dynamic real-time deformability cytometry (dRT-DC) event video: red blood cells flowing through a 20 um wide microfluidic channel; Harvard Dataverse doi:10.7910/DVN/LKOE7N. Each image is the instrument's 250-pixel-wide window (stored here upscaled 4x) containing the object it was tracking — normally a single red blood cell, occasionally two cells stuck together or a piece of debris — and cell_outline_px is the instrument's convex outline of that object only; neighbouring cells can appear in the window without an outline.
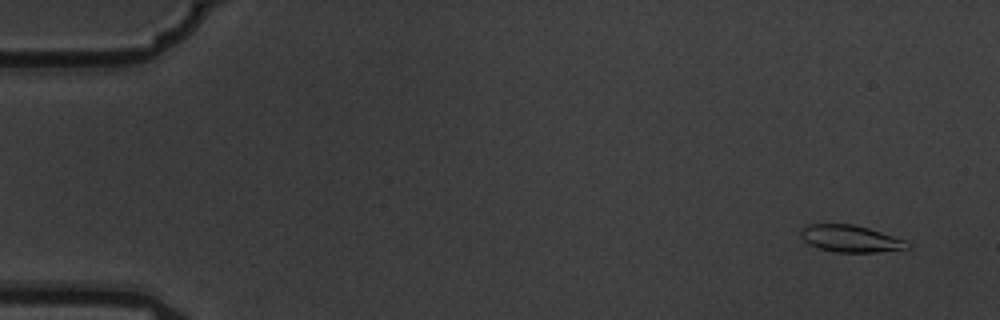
{"species": "common noctule bat (a hibernating species)", "species_latin": "Nyctalus noctula", "temperature_condition": "warm", "stored_images_in_passage": 10, "camera_frame_rate_fps": 3000, "um_per_image_px": 0.085, "animal": {"sex": "male", "body_mass_g": 19.5, "forearm_length_mm": 54.6}, "frame": {"image": 1, "passage_image": 1, "time_ms": 0.0, "image_size_px": [1000, 320], "cell_outline_px": [[912, 248], [876, 252], [836, 252], [820, 248], [804, 240], [800, 236], [800, 232], [808, 224], [852, 224], [868, 228], [908, 240], [912, 244]], "centroid_in_image_um": [72.39, 20.29], "position_along_channel_um": 12.6, "area_um2": 16.7}}
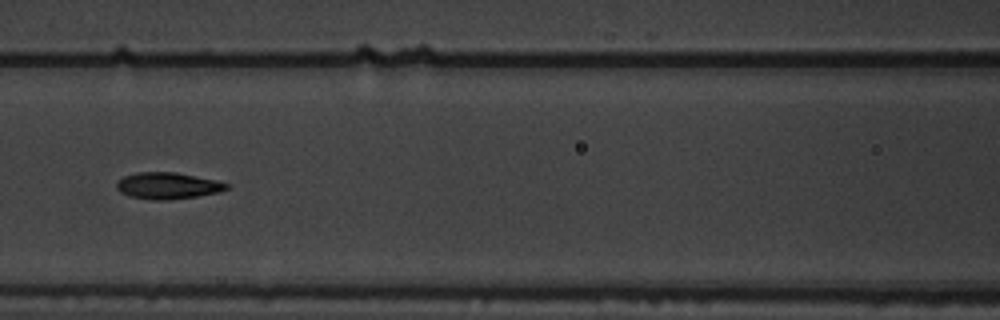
{"frame": {"image": 2, "passage_image": 7, "time_ms": 2.0, "image_size_px": [1000, 320], "cell_outline_px": [[232, 184], [228, 188], [220, 192], [196, 196], [168, 200], [152, 200], [128, 196], [120, 192], [116, 188], [116, 180], [124, 176], [136, 172], [176, 172], [216, 180]], "centroid_in_image_um": [14.24, 15.78], "position_along_channel_um": 152.4, "area_um2": 17.22}}
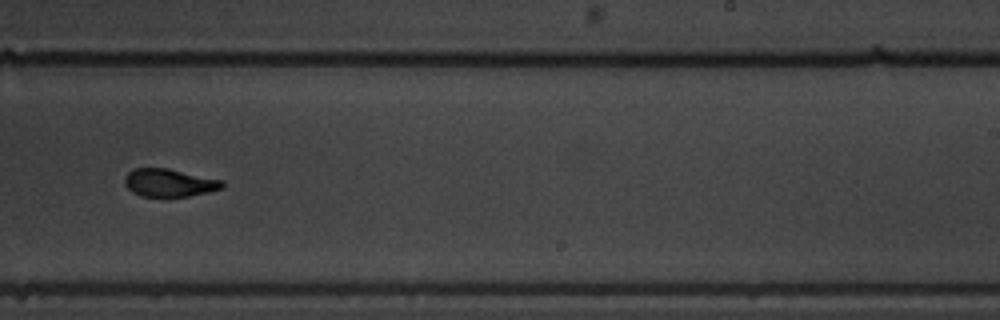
{"frame": {"image": 3, "passage_image": 10, "time_ms": 3.0, "image_size_px": [1000, 320], "cell_outline_px": [[224, 188], [208, 192], [188, 196], [140, 196], [132, 192], [124, 184], [124, 176], [132, 168], [168, 168], [224, 180]], "centroid_in_image_um": [14.38, 15.52], "position_along_channel_um": 274.6, "area_um2": 16.01}}